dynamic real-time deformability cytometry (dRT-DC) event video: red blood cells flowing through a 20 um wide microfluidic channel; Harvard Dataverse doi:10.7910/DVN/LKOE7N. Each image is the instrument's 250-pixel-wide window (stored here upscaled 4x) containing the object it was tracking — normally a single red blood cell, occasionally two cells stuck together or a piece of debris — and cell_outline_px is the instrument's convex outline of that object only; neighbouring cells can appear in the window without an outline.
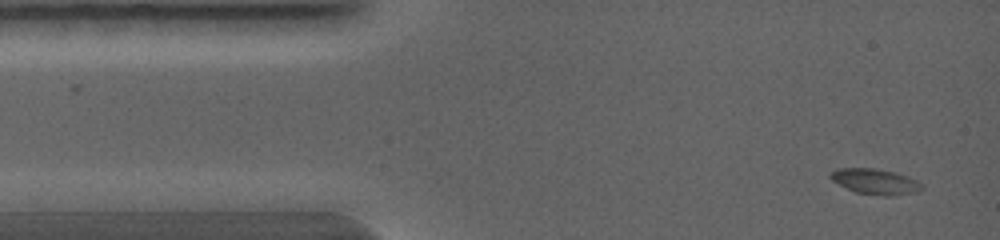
{"species": "common noctule bat (a hibernating species)", "species_latin": "Nyctalus noctula", "temperature_condition": "warm", "stored_images_in_passage": 2, "camera_frame_rate_fps": 5000, "um_per_image_px": 0.085, "animal": {"sex": "female", "body_mass_g": 19.0, "forearm_length_mm": 56.7}, "frame": {"image": 1, "passage_image": 2, "time_ms": 0.6, "image_size_px": [1000, 240], "cell_outline_px": [[924, 188], [916, 192], [888, 196], [884, 196], [856, 192], [832, 180], [828, 176], [828, 172], [840, 168], [872, 168], [892, 172], [908, 176], [924, 184]], "centroid_in_image_um": [74.4, 15.43], "position_along_channel_um": 10.6, "area_um2": 13.47}}